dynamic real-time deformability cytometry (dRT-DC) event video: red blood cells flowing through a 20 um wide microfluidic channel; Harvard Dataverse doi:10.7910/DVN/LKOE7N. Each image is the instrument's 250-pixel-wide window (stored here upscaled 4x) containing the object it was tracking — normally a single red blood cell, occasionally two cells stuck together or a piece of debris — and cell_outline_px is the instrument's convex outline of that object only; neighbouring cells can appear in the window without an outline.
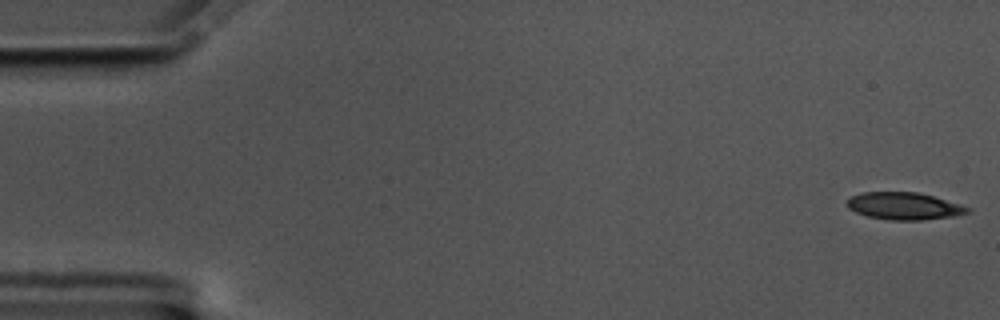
{"species": "common noctule bat (a hibernating species)", "species_latin": "Nyctalus noctula", "temperature_condition": "cold", "stored_images_in_passage": 57, "camera_frame_rate_fps": 3000, "um_per_image_px": 0.085, "animal": {"sex": "male", "body_mass_g": 17.5, "forearm_length_mm": 52.3}, "frame": {"image": 1, "passage_image": 1, "time_ms": 0.0, "image_size_px": [1000, 320], "cell_outline_px": [[972, 212], [952, 216], [920, 220], [888, 220], [868, 216], [856, 212], [848, 208], [844, 204], [852, 196], [860, 192], [916, 192], [932, 196], [960, 204], [972, 208]], "centroid_in_image_um": [76.83, 17.51], "position_along_channel_um": 8.2, "area_um2": 19.13}}
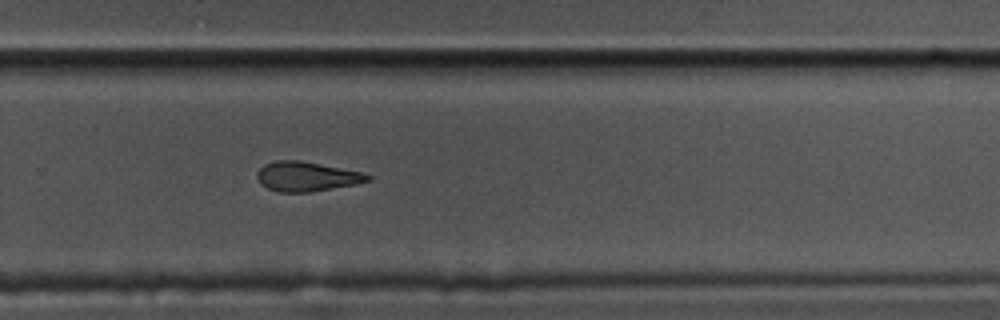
{"frame": {"image": 2, "passage_image": 38, "time_ms": 12.333, "image_size_px": [1000, 320], "cell_outline_px": [[372, 180], [356, 184], [308, 192], [280, 192], [268, 188], [260, 184], [256, 176], [256, 172], [264, 164], [276, 160], [300, 160], [364, 172], [372, 176]], "centroid_in_image_um": [26.07, 14.99], "position_along_channel_um": 303.7, "area_um2": 19.19}}
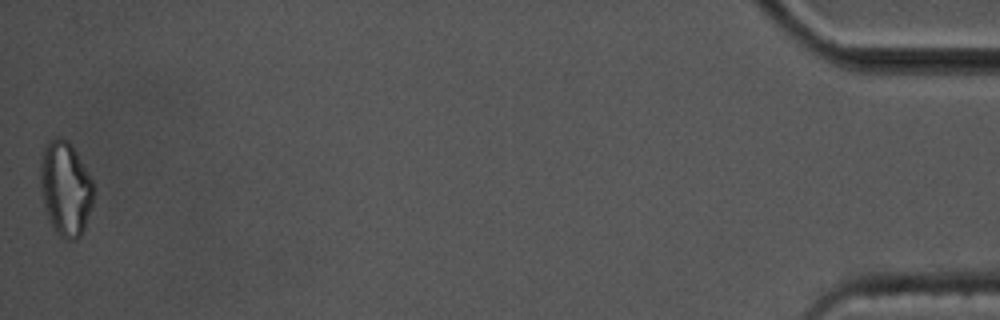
{"frame": {"image": 3, "passage_image": 57, "time_ms": 18.667, "image_size_px": [1000, 320], "cell_outline_px": [[92, 204], [84, 228], [80, 236], [76, 240], [64, 240], [56, 232], [48, 220], [44, 208], [40, 188], [40, 164], [44, 144], [48, 140], [56, 136], [60, 136], [68, 140], [72, 144], [92, 180]], "centroid_in_image_um": [5.53, 16.0], "position_along_channel_um": 429.7, "area_um2": 29.54}, "authors_computed_cell_mechanics": {"area_um2": 19.941, "velocity_mm_per_s": 3.4947, "shape_relaxation_time_tau1_ms": 8.9682, "shape_relaxation_time_tau2_ms": 6.3826, "deformation_change_tau1": 0.1966, "deformation_change_tau2": 0.1685}}